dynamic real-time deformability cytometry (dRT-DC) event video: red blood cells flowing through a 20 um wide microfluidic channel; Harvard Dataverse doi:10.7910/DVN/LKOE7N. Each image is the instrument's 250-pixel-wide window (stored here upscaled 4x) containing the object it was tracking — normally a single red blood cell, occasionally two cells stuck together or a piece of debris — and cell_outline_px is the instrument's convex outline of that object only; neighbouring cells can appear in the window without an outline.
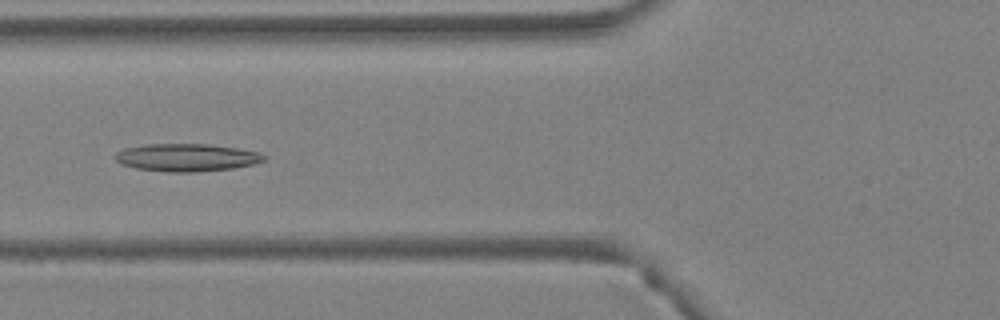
{"species": "Egyptian fruit bat (a non-hibernating species)", "species_latin": "Rousettus aegyptiacus", "temperature_condition": "warm", "stored_images_in_passage": 4, "camera_frame_rate_fps": 3000, "um_per_image_px": 0.085, "animal": {"sex": "female"}, "frame": {"image": 1, "passage_image": 4, "time_ms": 1.0, "image_size_px": [1000, 320], "cell_outline_px": [[268, 156], [264, 160], [252, 164], [232, 168], [192, 172], [168, 172], [136, 168], [124, 164], [116, 160], [116, 152], [124, 148], [148, 144], [208, 144], [236, 148], [260, 152]], "centroid_in_image_um": [15.89, 13.38], "position_along_channel_um": 109.9, "area_um2": 23.76}}